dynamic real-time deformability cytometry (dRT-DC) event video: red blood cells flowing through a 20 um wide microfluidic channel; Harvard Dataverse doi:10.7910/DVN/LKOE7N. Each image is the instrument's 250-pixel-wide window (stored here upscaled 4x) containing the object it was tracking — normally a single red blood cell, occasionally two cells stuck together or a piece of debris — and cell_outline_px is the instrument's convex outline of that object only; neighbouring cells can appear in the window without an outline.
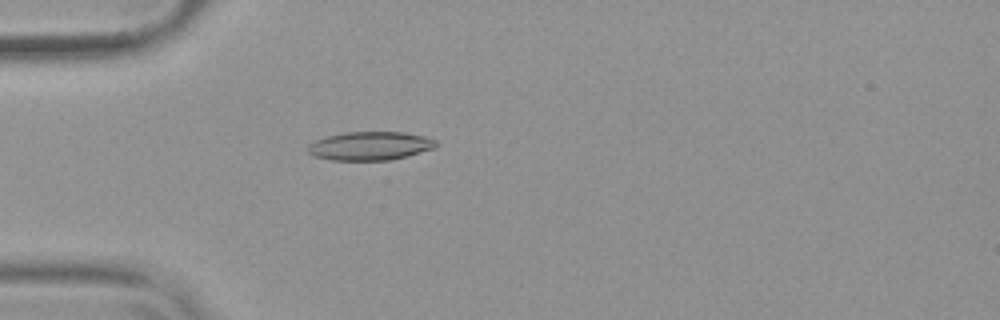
{"species": "common noctule bat (a hibernating species)", "species_latin": "Nyctalus noctula", "temperature_condition": "warm", "stored_images_in_passage": 53, "camera_frame_rate_fps": 3000, "um_per_image_px": 0.085, "animal": {"sex": "female", "body_mass_g": 19.9}, "frame": {"image": 1, "passage_image": 16, "time_ms": 5.0, "image_size_px": [1000, 320], "cell_outline_px": [[436, 148], [408, 156], [388, 160], [332, 160], [316, 156], [308, 152], [304, 148], [308, 144], [316, 140], [328, 136], [344, 132], [404, 132], [424, 136], [436, 140]], "centroid_in_image_um": [31.45, 12.4], "position_along_channel_um": 53.5, "area_um2": 21.39}}
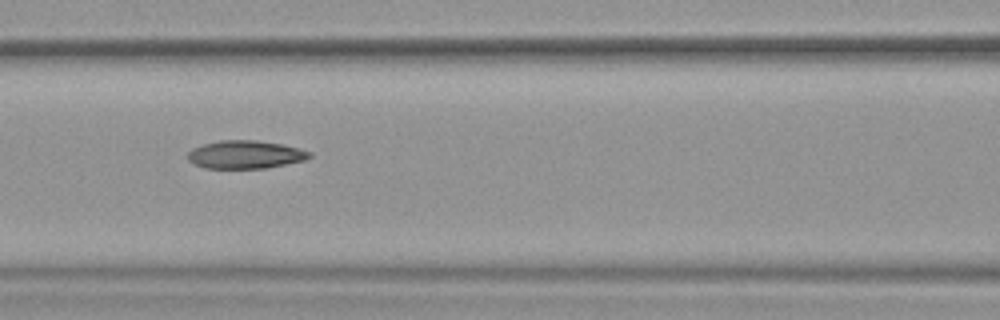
{"frame": {"image": 2, "passage_image": 24, "time_ms": 7.667, "image_size_px": [1000, 320], "cell_outline_px": [[312, 156], [304, 160], [268, 168], [204, 168], [188, 160], [188, 152], [192, 148], [204, 144], [220, 140], [256, 140], [280, 144], [300, 148], [312, 152]], "centroid_in_image_um": [20.87, 13.14], "position_along_channel_um": 145.7, "area_um2": 19.88}}
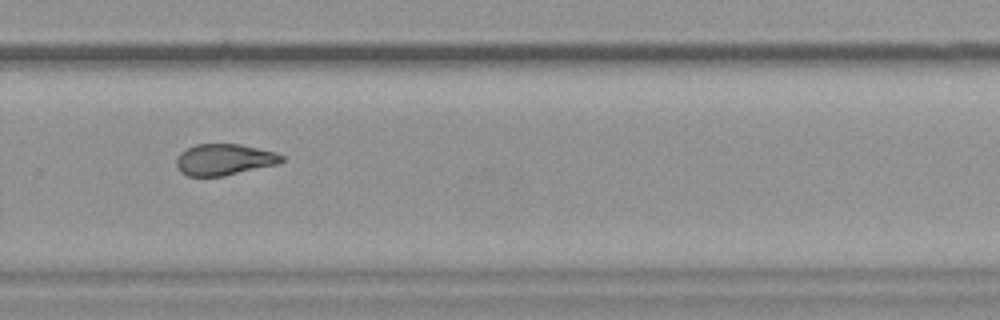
{"frame": {"image": 3, "passage_image": 37, "time_ms": 12.0, "image_size_px": [1000, 320], "cell_outline_px": [[284, 160], [276, 164], [224, 176], [188, 176], [180, 172], [176, 164], [176, 156], [180, 152], [196, 144], [240, 144], [276, 152], [284, 156]], "centroid_in_image_um": [19.03, 13.56], "position_along_channel_um": 310.8, "area_um2": 19.19}, "authors_computed_cell_mechanics": {"area_um2": 20.5768, "velocity_mm_per_s": 3.8227, "shape_relaxation_time_tau1_ms": null, "shape_relaxation_time_tau2_ms": 4.6809, "deformation_change_tau1": null, "deformation_change_tau2": 0.1174}}